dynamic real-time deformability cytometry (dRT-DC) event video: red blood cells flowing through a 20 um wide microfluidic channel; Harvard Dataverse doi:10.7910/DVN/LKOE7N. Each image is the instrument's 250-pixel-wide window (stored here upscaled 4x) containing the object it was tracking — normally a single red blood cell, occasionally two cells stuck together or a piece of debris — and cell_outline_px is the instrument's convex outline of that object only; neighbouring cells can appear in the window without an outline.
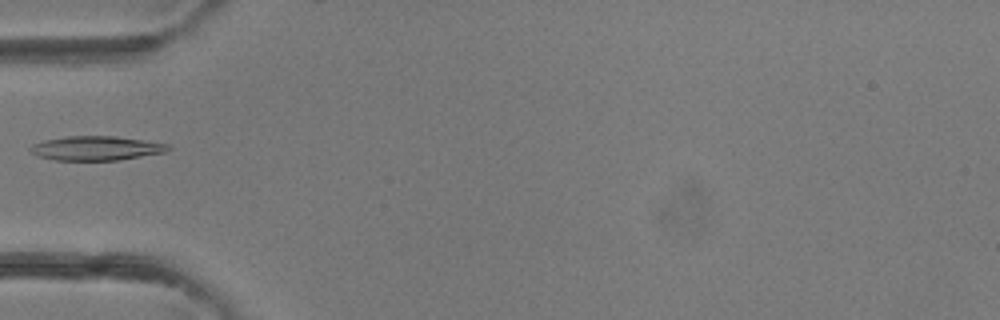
{"species": "common noctule bat (a hibernating species)", "species_latin": "Nyctalus noctula", "temperature_condition": "room temperature", "stored_images_in_passage": 1, "camera_frame_rate_fps": 3000, "um_per_image_px": 0.085, "animal": {"sex": "female"}, "frame": {"image": 1, "passage_image": 1, "time_ms": 0.0, "image_size_px": [1000, 320], "cell_outline_px": [[172, 148], [168, 152], [120, 160], [56, 160], [36, 156], [28, 148], [32, 144], [44, 140], [68, 136], [116, 136], [172, 144]], "centroid_in_image_um": [8.24, 12.6], "position_along_channel_um": 76.8, "area_um2": 19.77}}